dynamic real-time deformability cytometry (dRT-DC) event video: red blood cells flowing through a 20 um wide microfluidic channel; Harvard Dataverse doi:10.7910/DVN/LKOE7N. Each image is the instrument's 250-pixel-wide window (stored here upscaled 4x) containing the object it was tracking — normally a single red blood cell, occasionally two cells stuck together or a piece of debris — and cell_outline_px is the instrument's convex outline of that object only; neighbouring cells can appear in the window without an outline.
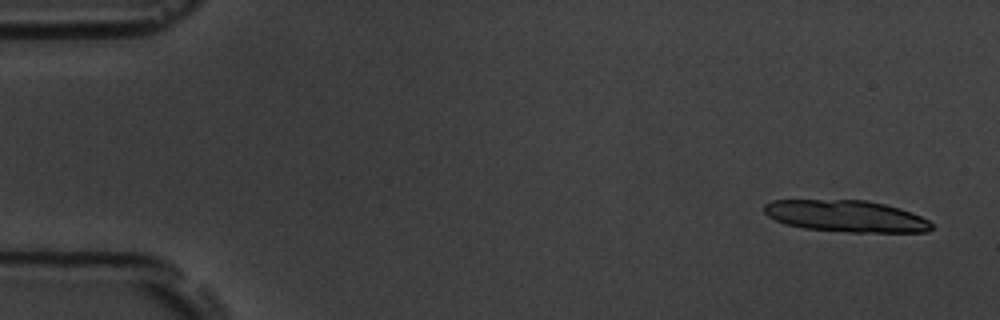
{"species": "common noctule bat (a hibernating species)", "species_latin": "Nyctalus noctula", "temperature_condition": "room temperature", "stored_images_in_passage": 14, "camera_frame_rate_fps": 3000, "um_per_image_px": 0.085, "animal": {"sex": "male", "body_mass_g": 19.5, "forearm_length_mm": 54.6}, "frame": {"image": 1, "passage_image": 1, "time_ms": 0.0, "image_size_px": [1000, 320], "cell_outline_px": [[932, 228], [928, 232], [848, 232], [804, 228], [784, 224], [768, 216], [764, 212], [764, 204], [772, 200], [868, 200], [900, 208], [912, 212], [928, 220], [932, 224]], "centroid_in_image_um": [71.91, 18.37], "position_along_channel_um": 13.1, "area_um2": 30.98}}